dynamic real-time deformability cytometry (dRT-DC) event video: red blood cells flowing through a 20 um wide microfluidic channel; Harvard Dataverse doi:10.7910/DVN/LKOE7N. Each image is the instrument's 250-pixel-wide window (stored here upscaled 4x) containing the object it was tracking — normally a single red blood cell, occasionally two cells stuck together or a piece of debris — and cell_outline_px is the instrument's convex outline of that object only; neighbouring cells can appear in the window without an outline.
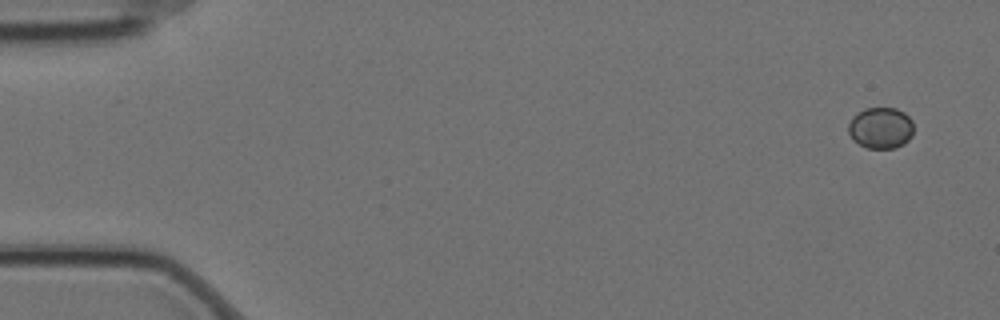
{"species": "Egyptian fruit bat (a non-hibernating species)", "species_latin": "Rousettus aegyptiacus", "temperature_condition": "cold", "stored_images_in_passage": 5, "camera_frame_rate_fps": 3000, "um_per_image_px": 0.085, "animal": {"sex": "female"}, "frame": {"image": 1, "passage_image": 1, "time_ms": 0.0, "image_size_px": [1000, 320], "cell_outline_px": [[912, 136], [904, 144], [896, 148], [868, 148], [852, 140], [848, 132], [848, 124], [852, 116], [856, 112], [864, 108], [896, 108], [904, 112], [912, 120]], "centroid_in_image_um": [74.84, 10.86], "position_along_channel_um": 10.2, "area_um2": 15.9}}
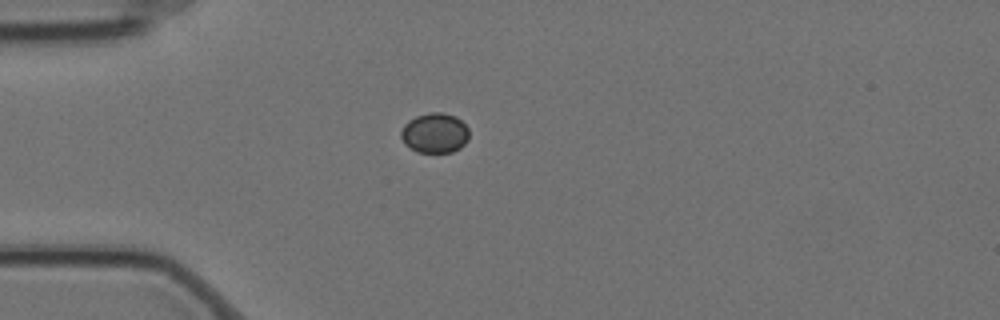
{"frame": {"image": 2, "passage_image": 4, "time_ms": 1.0, "image_size_px": [1000, 320], "cell_outline_px": [[468, 140], [460, 148], [452, 152], [416, 152], [404, 144], [400, 136], [400, 132], [404, 124], [408, 120], [416, 116], [428, 112], [444, 112], [456, 116], [468, 128]], "centroid_in_image_um": [36.93, 11.3], "position_along_channel_um": 48.1, "area_um2": 16.07}}